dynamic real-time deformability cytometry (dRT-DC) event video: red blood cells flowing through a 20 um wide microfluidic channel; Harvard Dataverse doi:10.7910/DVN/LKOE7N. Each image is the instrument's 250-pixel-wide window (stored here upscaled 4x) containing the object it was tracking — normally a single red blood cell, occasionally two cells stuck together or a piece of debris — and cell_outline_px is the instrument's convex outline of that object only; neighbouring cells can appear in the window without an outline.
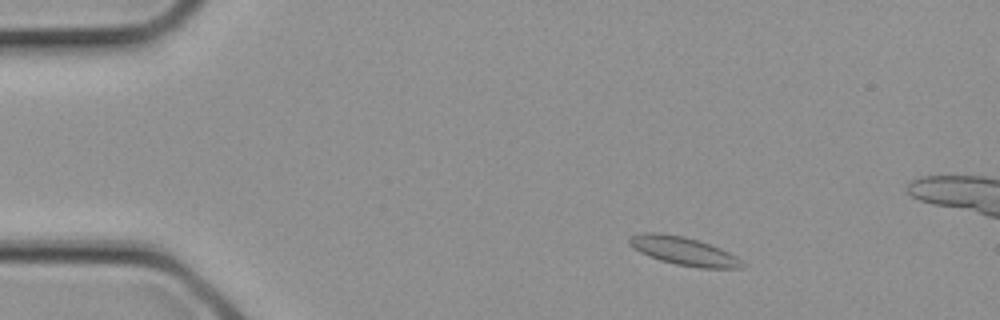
{"species": "common noctule bat (a hibernating species)", "species_latin": "Nyctalus noctula", "temperature_condition": "cold", "stored_images_in_passage": 3, "camera_frame_rate_fps": 3000, "um_per_image_px": 0.085, "animal": {"sex": "female", "body_mass_g": 21.9}, "frame": {"image": 1, "passage_image": 1, "time_ms": 0.0, "image_size_px": [1000, 320], "cell_outline_px": [[744, 268], [700, 268], [676, 264], [660, 260], [640, 252], [632, 248], [628, 244], [628, 236], [644, 232], [660, 232], [684, 236], [720, 248], [736, 256], [744, 264]], "centroid_in_image_um": [58.06, 21.32], "position_along_channel_um": 26.9, "area_um2": 18.61}}